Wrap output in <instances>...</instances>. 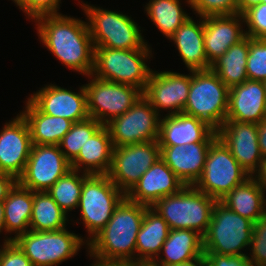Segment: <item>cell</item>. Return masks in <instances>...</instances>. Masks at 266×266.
<instances>
[{
  "label": "cell",
  "mask_w": 266,
  "mask_h": 266,
  "mask_svg": "<svg viewBox=\"0 0 266 266\" xmlns=\"http://www.w3.org/2000/svg\"><path fill=\"white\" fill-rule=\"evenodd\" d=\"M39 40L68 69L89 76L94 68V45L86 22L60 14L35 19Z\"/></svg>",
  "instance_id": "cell-1"
},
{
  "label": "cell",
  "mask_w": 266,
  "mask_h": 266,
  "mask_svg": "<svg viewBox=\"0 0 266 266\" xmlns=\"http://www.w3.org/2000/svg\"><path fill=\"white\" fill-rule=\"evenodd\" d=\"M148 208L125 196L105 227L88 242L91 259L135 264L137 234Z\"/></svg>",
  "instance_id": "cell-2"
},
{
  "label": "cell",
  "mask_w": 266,
  "mask_h": 266,
  "mask_svg": "<svg viewBox=\"0 0 266 266\" xmlns=\"http://www.w3.org/2000/svg\"><path fill=\"white\" fill-rule=\"evenodd\" d=\"M216 202L194 185H186L179 192L158 200L151 208L167 222L170 230L191 229L204 236Z\"/></svg>",
  "instance_id": "cell-3"
},
{
  "label": "cell",
  "mask_w": 266,
  "mask_h": 266,
  "mask_svg": "<svg viewBox=\"0 0 266 266\" xmlns=\"http://www.w3.org/2000/svg\"><path fill=\"white\" fill-rule=\"evenodd\" d=\"M81 2L86 14L94 47L134 50L148 48L141 33V27L132 17L119 11H111Z\"/></svg>",
  "instance_id": "cell-4"
},
{
  "label": "cell",
  "mask_w": 266,
  "mask_h": 266,
  "mask_svg": "<svg viewBox=\"0 0 266 266\" xmlns=\"http://www.w3.org/2000/svg\"><path fill=\"white\" fill-rule=\"evenodd\" d=\"M148 48L122 50L94 47L92 75L106 81L134 86L144 92L152 69L146 61L152 56Z\"/></svg>",
  "instance_id": "cell-5"
},
{
  "label": "cell",
  "mask_w": 266,
  "mask_h": 266,
  "mask_svg": "<svg viewBox=\"0 0 266 266\" xmlns=\"http://www.w3.org/2000/svg\"><path fill=\"white\" fill-rule=\"evenodd\" d=\"M253 222L230 210L220 201L214 204L210 225L203 236L204 253L246 256L250 247Z\"/></svg>",
  "instance_id": "cell-6"
},
{
  "label": "cell",
  "mask_w": 266,
  "mask_h": 266,
  "mask_svg": "<svg viewBox=\"0 0 266 266\" xmlns=\"http://www.w3.org/2000/svg\"><path fill=\"white\" fill-rule=\"evenodd\" d=\"M229 88L211 69L191 71V85L183 113L201 119L216 131L226 121Z\"/></svg>",
  "instance_id": "cell-7"
},
{
  "label": "cell",
  "mask_w": 266,
  "mask_h": 266,
  "mask_svg": "<svg viewBox=\"0 0 266 266\" xmlns=\"http://www.w3.org/2000/svg\"><path fill=\"white\" fill-rule=\"evenodd\" d=\"M125 196L107 174H90L84 180L78 208L89 234L87 243L105 227Z\"/></svg>",
  "instance_id": "cell-8"
},
{
  "label": "cell",
  "mask_w": 266,
  "mask_h": 266,
  "mask_svg": "<svg viewBox=\"0 0 266 266\" xmlns=\"http://www.w3.org/2000/svg\"><path fill=\"white\" fill-rule=\"evenodd\" d=\"M29 258L33 266H57L76 256L86 240L64 228L59 231H33L13 240Z\"/></svg>",
  "instance_id": "cell-9"
},
{
  "label": "cell",
  "mask_w": 266,
  "mask_h": 266,
  "mask_svg": "<svg viewBox=\"0 0 266 266\" xmlns=\"http://www.w3.org/2000/svg\"><path fill=\"white\" fill-rule=\"evenodd\" d=\"M251 175L233 157L220 138L210 145L201 177L194 186L216 201L224 198L234 187Z\"/></svg>",
  "instance_id": "cell-10"
},
{
  "label": "cell",
  "mask_w": 266,
  "mask_h": 266,
  "mask_svg": "<svg viewBox=\"0 0 266 266\" xmlns=\"http://www.w3.org/2000/svg\"><path fill=\"white\" fill-rule=\"evenodd\" d=\"M88 78L90 82L84 84L88 114L102 125L124 114L143 95L131 85L102 80L92 74Z\"/></svg>",
  "instance_id": "cell-11"
},
{
  "label": "cell",
  "mask_w": 266,
  "mask_h": 266,
  "mask_svg": "<svg viewBox=\"0 0 266 266\" xmlns=\"http://www.w3.org/2000/svg\"><path fill=\"white\" fill-rule=\"evenodd\" d=\"M161 116L142 95L124 114L106 124L113 147L158 140Z\"/></svg>",
  "instance_id": "cell-12"
},
{
  "label": "cell",
  "mask_w": 266,
  "mask_h": 266,
  "mask_svg": "<svg viewBox=\"0 0 266 266\" xmlns=\"http://www.w3.org/2000/svg\"><path fill=\"white\" fill-rule=\"evenodd\" d=\"M159 158L158 140L114 147L107 175L126 195Z\"/></svg>",
  "instance_id": "cell-13"
},
{
  "label": "cell",
  "mask_w": 266,
  "mask_h": 266,
  "mask_svg": "<svg viewBox=\"0 0 266 266\" xmlns=\"http://www.w3.org/2000/svg\"><path fill=\"white\" fill-rule=\"evenodd\" d=\"M71 170L58 145L32 144L25 170L18 183L33 192L47 191Z\"/></svg>",
  "instance_id": "cell-14"
},
{
  "label": "cell",
  "mask_w": 266,
  "mask_h": 266,
  "mask_svg": "<svg viewBox=\"0 0 266 266\" xmlns=\"http://www.w3.org/2000/svg\"><path fill=\"white\" fill-rule=\"evenodd\" d=\"M189 72L185 75L171 70L152 71L143 96L160 116L162 110H169L165 115L183 113L191 85Z\"/></svg>",
  "instance_id": "cell-15"
},
{
  "label": "cell",
  "mask_w": 266,
  "mask_h": 266,
  "mask_svg": "<svg viewBox=\"0 0 266 266\" xmlns=\"http://www.w3.org/2000/svg\"><path fill=\"white\" fill-rule=\"evenodd\" d=\"M11 120L0 130V173L9 174L18 180L29 158L31 133L21 113Z\"/></svg>",
  "instance_id": "cell-16"
},
{
  "label": "cell",
  "mask_w": 266,
  "mask_h": 266,
  "mask_svg": "<svg viewBox=\"0 0 266 266\" xmlns=\"http://www.w3.org/2000/svg\"><path fill=\"white\" fill-rule=\"evenodd\" d=\"M28 99L42 112L55 117H62L73 122L89 118L87 96L84 85L73 92L50 83L29 95Z\"/></svg>",
  "instance_id": "cell-17"
},
{
  "label": "cell",
  "mask_w": 266,
  "mask_h": 266,
  "mask_svg": "<svg viewBox=\"0 0 266 266\" xmlns=\"http://www.w3.org/2000/svg\"><path fill=\"white\" fill-rule=\"evenodd\" d=\"M217 134L238 163L253 176L263 159L258 143V124L226 120Z\"/></svg>",
  "instance_id": "cell-18"
},
{
  "label": "cell",
  "mask_w": 266,
  "mask_h": 266,
  "mask_svg": "<svg viewBox=\"0 0 266 266\" xmlns=\"http://www.w3.org/2000/svg\"><path fill=\"white\" fill-rule=\"evenodd\" d=\"M184 186L160 157L139 178L126 197L133 202L152 207L158 200L179 192Z\"/></svg>",
  "instance_id": "cell-19"
},
{
  "label": "cell",
  "mask_w": 266,
  "mask_h": 266,
  "mask_svg": "<svg viewBox=\"0 0 266 266\" xmlns=\"http://www.w3.org/2000/svg\"><path fill=\"white\" fill-rule=\"evenodd\" d=\"M217 131L205 121L178 113L160 119L159 146L185 145L202 141H214Z\"/></svg>",
  "instance_id": "cell-20"
},
{
  "label": "cell",
  "mask_w": 266,
  "mask_h": 266,
  "mask_svg": "<svg viewBox=\"0 0 266 266\" xmlns=\"http://www.w3.org/2000/svg\"><path fill=\"white\" fill-rule=\"evenodd\" d=\"M213 141L160 146V157L184 185H194L201 177Z\"/></svg>",
  "instance_id": "cell-21"
},
{
  "label": "cell",
  "mask_w": 266,
  "mask_h": 266,
  "mask_svg": "<svg viewBox=\"0 0 266 266\" xmlns=\"http://www.w3.org/2000/svg\"><path fill=\"white\" fill-rule=\"evenodd\" d=\"M243 24L241 14L204 17V46L210 64L246 37Z\"/></svg>",
  "instance_id": "cell-22"
},
{
  "label": "cell",
  "mask_w": 266,
  "mask_h": 266,
  "mask_svg": "<svg viewBox=\"0 0 266 266\" xmlns=\"http://www.w3.org/2000/svg\"><path fill=\"white\" fill-rule=\"evenodd\" d=\"M266 118L263 82L246 80L229 89L226 120L260 123Z\"/></svg>",
  "instance_id": "cell-23"
},
{
  "label": "cell",
  "mask_w": 266,
  "mask_h": 266,
  "mask_svg": "<svg viewBox=\"0 0 266 266\" xmlns=\"http://www.w3.org/2000/svg\"><path fill=\"white\" fill-rule=\"evenodd\" d=\"M192 18L189 17L169 40L176 45L188 70H209L211 64L207 60L204 46V17L199 16L200 21L197 22Z\"/></svg>",
  "instance_id": "cell-24"
},
{
  "label": "cell",
  "mask_w": 266,
  "mask_h": 266,
  "mask_svg": "<svg viewBox=\"0 0 266 266\" xmlns=\"http://www.w3.org/2000/svg\"><path fill=\"white\" fill-rule=\"evenodd\" d=\"M113 148L109 130L102 125L81 147L78 156L70 163L71 169L87 174H108Z\"/></svg>",
  "instance_id": "cell-25"
},
{
  "label": "cell",
  "mask_w": 266,
  "mask_h": 266,
  "mask_svg": "<svg viewBox=\"0 0 266 266\" xmlns=\"http://www.w3.org/2000/svg\"><path fill=\"white\" fill-rule=\"evenodd\" d=\"M169 230L167 222L149 207L137 234L135 265L152 264L157 259Z\"/></svg>",
  "instance_id": "cell-26"
},
{
  "label": "cell",
  "mask_w": 266,
  "mask_h": 266,
  "mask_svg": "<svg viewBox=\"0 0 266 266\" xmlns=\"http://www.w3.org/2000/svg\"><path fill=\"white\" fill-rule=\"evenodd\" d=\"M25 104L20 113L28 123L32 144L58 145L74 122L42 113L28 98Z\"/></svg>",
  "instance_id": "cell-27"
},
{
  "label": "cell",
  "mask_w": 266,
  "mask_h": 266,
  "mask_svg": "<svg viewBox=\"0 0 266 266\" xmlns=\"http://www.w3.org/2000/svg\"><path fill=\"white\" fill-rule=\"evenodd\" d=\"M4 204L5 231L15 233L14 237H6L3 243L16 239L30 230V219L33 209V191L22 187L18 182L9 191Z\"/></svg>",
  "instance_id": "cell-28"
},
{
  "label": "cell",
  "mask_w": 266,
  "mask_h": 266,
  "mask_svg": "<svg viewBox=\"0 0 266 266\" xmlns=\"http://www.w3.org/2000/svg\"><path fill=\"white\" fill-rule=\"evenodd\" d=\"M266 192L253 177L234 187L220 200L238 215L255 223L266 214Z\"/></svg>",
  "instance_id": "cell-29"
},
{
  "label": "cell",
  "mask_w": 266,
  "mask_h": 266,
  "mask_svg": "<svg viewBox=\"0 0 266 266\" xmlns=\"http://www.w3.org/2000/svg\"><path fill=\"white\" fill-rule=\"evenodd\" d=\"M160 253L162 256L160 254L152 265H172L189 261L204 254L203 236L191 229L169 230Z\"/></svg>",
  "instance_id": "cell-30"
},
{
  "label": "cell",
  "mask_w": 266,
  "mask_h": 266,
  "mask_svg": "<svg viewBox=\"0 0 266 266\" xmlns=\"http://www.w3.org/2000/svg\"><path fill=\"white\" fill-rule=\"evenodd\" d=\"M249 53V37L232 45L222 56L211 64V70L230 89L248 80L246 64Z\"/></svg>",
  "instance_id": "cell-31"
},
{
  "label": "cell",
  "mask_w": 266,
  "mask_h": 266,
  "mask_svg": "<svg viewBox=\"0 0 266 266\" xmlns=\"http://www.w3.org/2000/svg\"><path fill=\"white\" fill-rule=\"evenodd\" d=\"M66 214L47 191L33 192V209L30 230L59 231L66 228L69 221Z\"/></svg>",
  "instance_id": "cell-32"
},
{
  "label": "cell",
  "mask_w": 266,
  "mask_h": 266,
  "mask_svg": "<svg viewBox=\"0 0 266 266\" xmlns=\"http://www.w3.org/2000/svg\"><path fill=\"white\" fill-rule=\"evenodd\" d=\"M180 0H150L144 11L159 31L168 39L190 17Z\"/></svg>",
  "instance_id": "cell-33"
},
{
  "label": "cell",
  "mask_w": 266,
  "mask_h": 266,
  "mask_svg": "<svg viewBox=\"0 0 266 266\" xmlns=\"http://www.w3.org/2000/svg\"><path fill=\"white\" fill-rule=\"evenodd\" d=\"M85 172L71 169L62 176L47 192L57 205L68 214L78 209L84 180L89 176Z\"/></svg>",
  "instance_id": "cell-34"
},
{
  "label": "cell",
  "mask_w": 266,
  "mask_h": 266,
  "mask_svg": "<svg viewBox=\"0 0 266 266\" xmlns=\"http://www.w3.org/2000/svg\"><path fill=\"white\" fill-rule=\"evenodd\" d=\"M101 126L100 122L91 117L73 123L71 129L58 144L63 155L70 163L78 156L81 147Z\"/></svg>",
  "instance_id": "cell-35"
},
{
  "label": "cell",
  "mask_w": 266,
  "mask_h": 266,
  "mask_svg": "<svg viewBox=\"0 0 266 266\" xmlns=\"http://www.w3.org/2000/svg\"><path fill=\"white\" fill-rule=\"evenodd\" d=\"M246 71L249 80H266V39L249 37Z\"/></svg>",
  "instance_id": "cell-36"
},
{
  "label": "cell",
  "mask_w": 266,
  "mask_h": 266,
  "mask_svg": "<svg viewBox=\"0 0 266 266\" xmlns=\"http://www.w3.org/2000/svg\"><path fill=\"white\" fill-rule=\"evenodd\" d=\"M186 2L198 17L239 14L237 0H186Z\"/></svg>",
  "instance_id": "cell-37"
},
{
  "label": "cell",
  "mask_w": 266,
  "mask_h": 266,
  "mask_svg": "<svg viewBox=\"0 0 266 266\" xmlns=\"http://www.w3.org/2000/svg\"><path fill=\"white\" fill-rule=\"evenodd\" d=\"M247 259L255 266H266V214L253 223Z\"/></svg>",
  "instance_id": "cell-38"
},
{
  "label": "cell",
  "mask_w": 266,
  "mask_h": 266,
  "mask_svg": "<svg viewBox=\"0 0 266 266\" xmlns=\"http://www.w3.org/2000/svg\"><path fill=\"white\" fill-rule=\"evenodd\" d=\"M242 16L244 26H247L246 36L253 39H266V3L250 7Z\"/></svg>",
  "instance_id": "cell-39"
},
{
  "label": "cell",
  "mask_w": 266,
  "mask_h": 266,
  "mask_svg": "<svg viewBox=\"0 0 266 266\" xmlns=\"http://www.w3.org/2000/svg\"><path fill=\"white\" fill-rule=\"evenodd\" d=\"M61 0H16L15 4L32 21L42 15L60 14Z\"/></svg>",
  "instance_id": "cell-40"
},
{
  "label": "cell",
  "mask_w": 266,
  "mask_h": 266,
  "mask_svg": "<svg viewBox=\"0 0 266 266\" xmlns=\"http://www.w3.org/2000/svg\"><path fill=\"white\" fill-rule=\"evenodd\" d=\"M0 247V266H33L14 241L3 243Z\"/></svg>",
  "instance_id": "cell-41"
},
{
  "label": "cell",
  "mask_w": 266,
  "mask_h": 266,
  "mask_svg": "<svg viewBox=\"0 0 266 266\" xmlns=\"http://www.w3.org/2000/svg\"><path fill=\"white\" fill-rule=\"evenodd\" d=\"M207 266H255L246 256L219 255L215 253H204Z\"/></svg>",
  "instance_id": "cell-42"
},
{
  "label": "cell",
  "mask_w": 266,
  "mask_h": 266,
  "mask_svg": "<svg viewBox=\"0 0 266 266\" xmlns=\"http://www.w3.org/2000/svg\"><path fill=\"white\" fill-rule=\"evenodd\" d=\"M18 181L9 174L0 173V201L7 198L9 191Z\"/></svg>",
  "instance_id": "cell-43"
},
{
  "label": "cell",
  "mask_w": 266,
  "mask_h": 266,
  "mask_svg": "<svg viewBox=\"0 0 266 266\" xmlns=\"http://www.w3.org/2000/svg\"><path fill=\"white\" fill-rule=\"evenodd\" d=\"M258 143L264 158L266 157V118L258 123Z\"/></svg>",
  "instance_id": "cell-44"
},
{
  "label": "cell",
  "mask_w": 266,
  "mask_h": 266,
  "mask_svg": "<svg viewBox=\"0 0 266 266\" xmlns=\"http://www.w3.org/2000/svg\"><path fill=\"white\" fill-rule=\"evenodd\" d=\"M253 177L258 181L259 185L266 192V157L260 163L259 169L254 173Z\"/></svg>",
  "instance_id": "cell-45"
},
{
  "label": "cell",
  "mask_w": 266,
  "mask_h": 266,
  "mask_svg": "<svg viewBox=\"0 0 266 266\" xmlns=\"http://www.w3.org/2000/svg\"><path fill=\"white\" fill-rule=\"evenodd\" d=\"M153 266H207L205 254L199 255L189 261L172 265H153Z\"/></svg>",
  "instance_id": "cell-46"
},
{
  "label": "cell",
  "mask_w": 266,
  "mask_h": 266,
  "mask_svg": "<svg viewBox=\"0 0 266 266\" xmlns=\"http://www.w3.org/2000/svg\"><path fill=\"white\" fill-rule=\"evenodd\" d=\"M239 6V14H243L247 9L262 3V0H237Z\"/></svg>",
  "instance_id": "cell-47"
},
{
  "label": "cell",
  "mask_w": 266,
  "mask_h": 266,
  "mask_svg": "<svg viewBox=\"0 0 266 266\" xmlns=\"http://www.w3.org/2000/svg\"><path fill=\"white\" fill-rule=\"evenodd\" d=\"M93 260L94 262L91 266H135V264L129 262L101 261L95 258Z\"/></svg>",
  "instance_id": "cell-48"
},
{
  "label": "cell",
  "mask_w": 266,
  "mask_h": 266,
  "mask_svg": "<svg viewBox=\"0 0 266 266\" xmlns=\"http://www.w3.org/2000/svg\"><path fill=\"white\" fill-rule=\"evenodd\" d=\"M5 230L4 222V204L3 201H0V234Z\"/></svg>",
  "instance_id": "cell-49"
},
{
  "label": "cell",
  "mask_w": 266,
  "mask_h": 266,
  "mask_svg": "<svg viewBox=\"0 0 266 266\" xmlns=\"http://www.w3.org/2000/svg\"><path fill=\"white\" fill-rule=\"evenodd\" d=\"M263 85H264V90H265V94H266V80L263 81Z\"/></svg>",
  "instance_id": "cell-50"
}]
</instances>
